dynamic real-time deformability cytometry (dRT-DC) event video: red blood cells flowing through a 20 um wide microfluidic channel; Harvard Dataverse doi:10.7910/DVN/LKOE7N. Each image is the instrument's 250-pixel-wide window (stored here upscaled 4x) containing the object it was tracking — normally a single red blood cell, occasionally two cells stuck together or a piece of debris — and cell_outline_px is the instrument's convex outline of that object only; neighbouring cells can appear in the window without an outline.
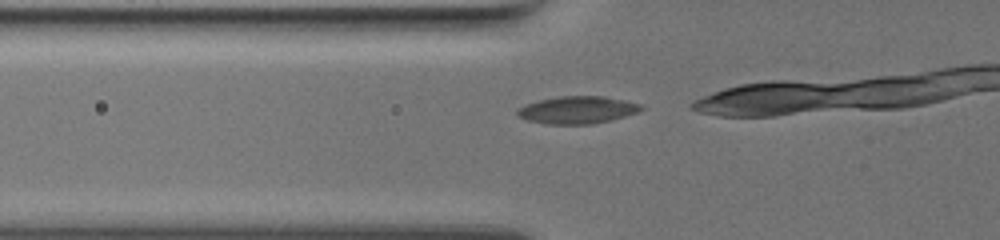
{"species": "common noctule bat (a hibernating species)", "species_latin": "Nyctalus noctula", "temperature_condition": "warm", "stored_images_in_passage": 22, "camera_frame_rate_fps": 3000, "um_per_image_px": 0.085, "animal": {"sex": "female", "body_mass_g": 19.5, "forearm_length_mm": 54.1}, "frame": {"image": 1, "passage_image": 18, "time_ms": 5.667, "image_size_px": [1000, 240], "cell_outline_px": [[644, 108], [636, 112], [624, 116], [592, 124], [548, 124], [528, 120], [516, 116], [516, 108], [524, 104], [556, 96], [604, 96], [624, 100], [640, 104]], "centroid_in_image_um": [49.01, 9.33], "position_along_channel_um": 76.8, "area_um2": 19.71}}
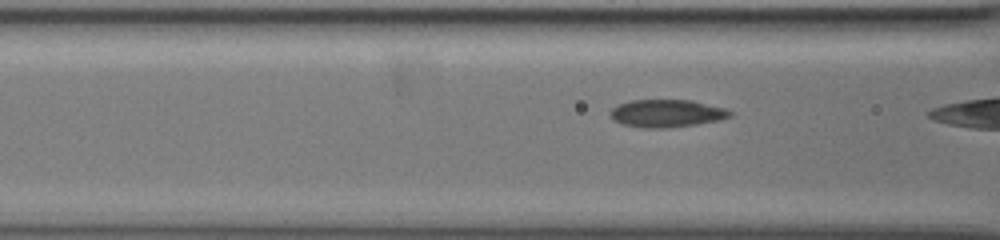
{"frame": {"image": 2, "passage_image": 21, "time_ms": 6.667, "image_size_px": [1000, 240], "cell_outline_px": [[732, 116], [720, 120], [696, 124], [668, 128], [644, 128], [624, 124], [612, 120], [612, 108], [616, 104], [632, 100], [692, 100], [724, 108], [732, 112]], "centroid_in_image_um": [56.68, 9.63], "position_along_channel_um": 109.9, "area_um2": 19.25}}